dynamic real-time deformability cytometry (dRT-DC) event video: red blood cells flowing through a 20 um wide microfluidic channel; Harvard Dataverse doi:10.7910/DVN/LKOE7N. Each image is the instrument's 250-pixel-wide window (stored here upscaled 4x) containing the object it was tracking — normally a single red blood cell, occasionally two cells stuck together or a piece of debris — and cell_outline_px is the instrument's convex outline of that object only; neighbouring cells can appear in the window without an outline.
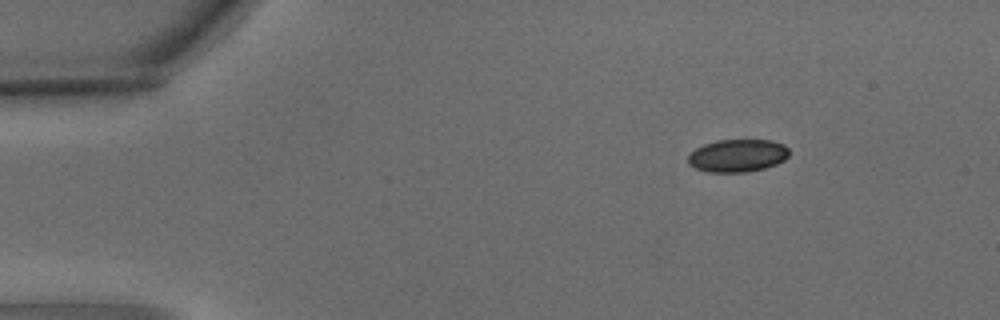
{"species": "common noctule bat (a hibernating species)", "species_latin": "Nyctalus noctula", "temperature_condition": "warm", "stored_images_in_passage": 3, "camera_frame_rate_fps": 3000, "um_per_image_px": 0.085, "animal": {"sex": "male", "body_mass_g": 15.6}, "frame": {"image": 1, "passage_image": 3, "time_ms": 0.667, "image_size_px": [1000, 320], "cell_outline_px": [[788, 156], [784, 160], [776, 164], [764, 168], [748, 172], [708, 172], [696, 168], [688, 164], [688, 156], [696, 148], [704, 144], [716, 140], [772, 140], [784, 144], [788, 148]], "centroid_in_image_um": [62.7, 13.22], "position_along_channel_um": 22.3, "area_um2": 19.31}}